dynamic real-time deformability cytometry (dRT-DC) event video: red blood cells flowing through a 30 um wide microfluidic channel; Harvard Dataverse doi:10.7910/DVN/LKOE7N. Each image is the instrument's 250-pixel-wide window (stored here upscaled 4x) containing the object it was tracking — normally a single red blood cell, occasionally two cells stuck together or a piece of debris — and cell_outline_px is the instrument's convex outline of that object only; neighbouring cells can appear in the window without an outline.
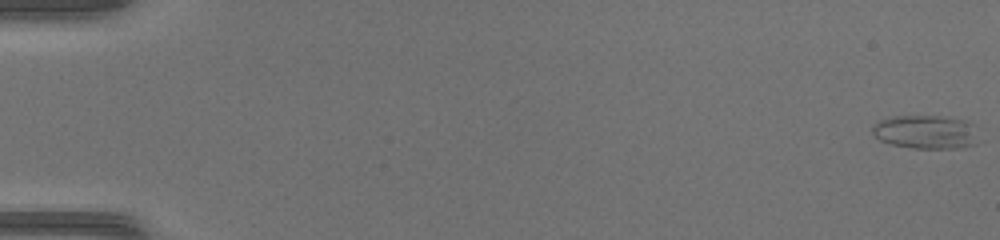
{"species": "common noctule bat (a hibernating species)", "species_latin": "Nyctalus noctula", "temperature_condition": "warm", "stored_images_in_passage": 51, "camera_frame_rate_fps": 3000, "um_per_image_px": 0.085, "animal": {"sex": "female", "body_mass_g": 17.0, "forearm_length_mm": 48.0}, "frame": {"image": 1, "passage_image": 1, "time_ms": 0.0, "image_size_px": [1000, 240], "cell_outline_px": [[976, 144], [960, 148], [912, 148], [892, 144], [880, 140], [872, 132], [872, 124], [880, 120], [892, 116], [940, 116], [968, 120], [972, 124]], "centroid_in_image_um": [78.65, 11.21], "position_along_channel_um": 6.4, "area_um2": 20.69}}
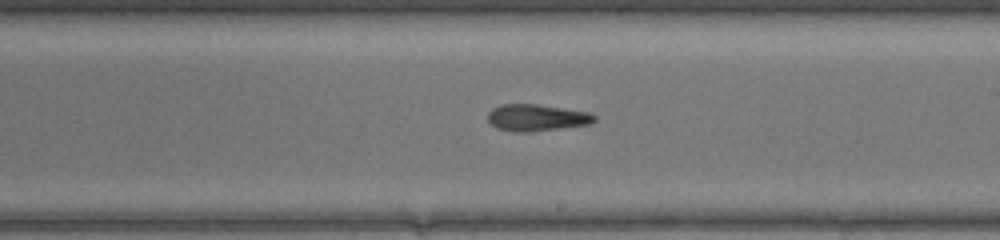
{"frame": {"image": 2, "passage_image": 31, "time_ms": 10.0, "image_size_px": [1000, 240], "cell_outline_px": [[596, 120], [592, 124], [532, 132], [512, 132], [496, 128], [488, 120], [488, 112], [492, 108], [500, 104], [536, 104], [588, 112], [596, 116]], "centroid_in_image_um": [45.6, 10.01], "position_along_channel_um": 243.4, "area_um2": 16.76}}
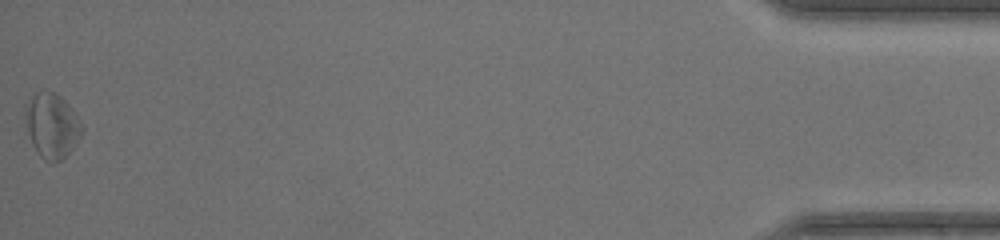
{"frame": {"image": 3, "passage_image": 51, "time_ms": 16.667, "image_size_px": [1000, 240], "cell_outline_px": [[84, 128], [80, 136], [68, 152], [60, 160], [44, 160], [40, 156], [32, 144], [28, 132], [24, 112], [24, 108], [32, 96], [36, 92], [52, 92], [60, 96], [72, 108], [80, 120]], "centroid_in_image_um": [4.4, 10.65], "position_along_channel_um": 430.8, "area_um2": 20.87}, "authors_computed_cell_mechanics": {"area_um2": 17.6868, "velocity_mm_per_s": 4.2338, "shape_relaxation_time_tau1_ms": 3.3374, "shape_relaxation_time_tau2_ms": 4.1258, "deformation_change_tau1": 0.1553, "deformation_change_tau2": 0.1663}}